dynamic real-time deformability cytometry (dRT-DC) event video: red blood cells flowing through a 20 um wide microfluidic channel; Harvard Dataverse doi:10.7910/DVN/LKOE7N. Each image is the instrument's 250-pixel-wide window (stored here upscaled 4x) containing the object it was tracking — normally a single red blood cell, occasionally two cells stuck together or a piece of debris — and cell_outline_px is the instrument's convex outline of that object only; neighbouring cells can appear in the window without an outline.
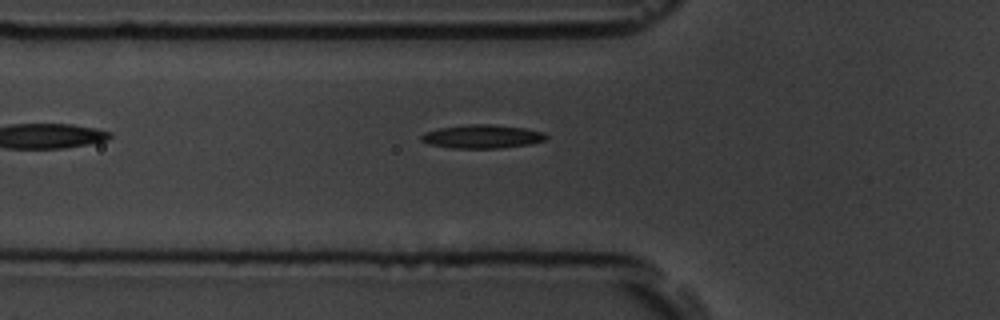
{"species": "common noctule bat (a hibernating species)", "species_latin": "Nyctalus noctula", "temperature_condition": "room temperature", "stored_images_in_passage": 5, "camera_frame_rate_fps": 3000, "um_per_image_px": 0.085, "animal": {"sex": "male", "body_mass_g": 19.5, "forearm_length_mm": 54.6}, "frame": {"image": 1, "passage_image": 5, "time_ms": 4.667, "image_size_px": [1000, 320], "cell_outline_px": [[548, 136], [544, 140], [532, 144], [500, 148], [452, 148], [428, 144], [420, 140], [420, 136], [424, 132], [440, 128], [468, 124], [492, 124], [524, 128], [544, 132]], "centroid_in_image_um": [40.98, 11.6], "position_along_channel_um": 84.8, "area_um2": 17.22}}